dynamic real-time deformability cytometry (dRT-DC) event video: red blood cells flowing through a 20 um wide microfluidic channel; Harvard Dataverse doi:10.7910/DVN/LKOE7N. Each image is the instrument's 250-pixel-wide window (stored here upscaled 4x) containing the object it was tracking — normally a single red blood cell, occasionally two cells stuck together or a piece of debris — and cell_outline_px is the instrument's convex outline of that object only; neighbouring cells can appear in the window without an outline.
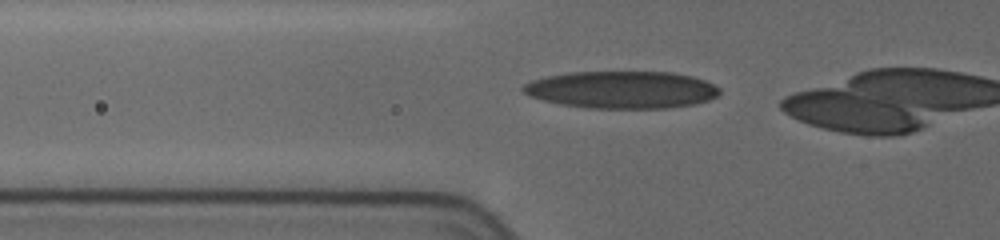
{"species": "human", "species_latin": "Homo sapiens", "temperature_condition": "cold", "stored_images_in_passage": 12, "camera_frame_rate_fps": 3000, "um_per_image_px": 0.085, "donor": {"sex": "female"}, "frame": {"image": 1, "passage_image": 11, "time_ms": 3.0, "image_size_px": [1000, 240], "cell_outline_px": [[720, 92], [716, 96], [708, 100], [696, 104], [668, 108], [588, 108], [560, 104], [528, 96], [520, 88], [524, 84], [532, 80], [548, 76], [568, 72], [672, 72], [692, 76], [704, 80], [720, 88]], "centroid_in_image_um": [52.84, 7.63], "position_along_channel_um": 73.0, "area_um2": 42.77}}